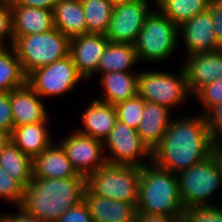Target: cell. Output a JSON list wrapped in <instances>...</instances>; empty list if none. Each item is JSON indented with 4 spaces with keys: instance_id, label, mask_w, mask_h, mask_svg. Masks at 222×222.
Returning <instances> with one entry per match:
<instances>
[{
    "instance_id": "cell-1",
    "label": "cell",
    "mask_w": 222,
    "mask_h": 222,
    "mask_svg": "<svg viewBox=\"0 0 222 222\" xmlns=\"http://www.w3.org/2000/svg\"><path fill=\"white\" fill-rule=\"evenodd\" d=\"M213 145L202 113L175 116L161 142L151 151V162L177 174L212 155Z\"/></svg>"
},
{
    "instance_id": "cell-2",
    "label": "cell",
    "mask_w": 222,
    "mask_h": 222,
    "mask_svg": "<svg viewBox=\"0 0 222 222\" xmlns=\"http://www.w3.org/2000/svg\"><path fill=\"white\" fill-rule=\"evenodd\" d=\"M86 178L62 179L33 177L23 190L19 206L43 222H56L66 210L83 201Z\"/></svg>"
},
{
    "instance_id": "cell-3",
    "label": "cell",
    "mask_w": 222,
    "mask_h": 222,
    "mask_svg": "<svg viewBox=\"0 0 222 222\" xmlns=\"http://www.w3.org/2000/svg\"><path fill=\"white\" fill-rule=\"evenodd\" d=\"M137 213L182 217L184 205L175 173L152 162L141 167Z\"/></svg>"
},
{
    "instance_id": "cell-4",
    "label": "cell",
    "mask_w": 222,
    "mask_h": 222,
    "mask_svg": "<svg viewBox=\"0 0 222 222\" xmlns=\"http://www.w3.org/2000/svg\"><path fill=\"white\" fill-rule=\"evenodd\" d=\"M13 37L12 46L26 76L69 55L70 39L55 27L40 34Z\"/></svg>"
},
{
    "instance_id": "cell-5",
    "label": "cell",
    "mask_w": 222,
    "mask_h": 222,
    "mask_svg": "<svg viewBox=\"0 0 222 222\" xmlns=\"http://www.w3.org/2000/svg\"><path fill=\"white\" fill-rule=\"evenodd\" d=\"M178 37V26L158 9H152L134 45L139 62L157 64L167 61L176 52Z\"/></svg>"
},
{
    "instance_id": "cell-6",
    "label": "cell",
    "mask_w": 222,
    "mask_h": 222,
    "mask_svg": "<svg viewBox=\"0 0 222 222\" xmlns=\"http://www.w3.org/2000/svg\"><path fill=\"white\" fill-rule=\"evenodd\" d=\"M141 167L106 163L86 178V188L93 194L137 204Z\"/></svg>"
},
{
    "instance_id": "cell-7",
    "label": "cell",
    "mask_w": 222,
    "mask_h": 222,
    "mask_svg": "<svg viewBox=\"0 0 222 222\" xmlns=\"http://www.w3.org/2000/svg\"><path fill=\"white\" fill-rule=\"evenodd\" d=\"M176 175L180 197L185 208L213 205V203L216 205L215 202L218 199L214 201L213 195L222 187V174L213 154Z\"/></svg>"
},
{
    "instance_id": "cell-8",
    "label": "cell",
    "mask_w": 222,
    "mask_h": 222,
    "mask_svg": "<svg viewBox=\"0 0 222 222\" xmlns=\"http://www.w3.org/2000/svg\"><path fill=\"white\" fill-rule=\"evenodd\" d=\"M178 74L164 71H143L138 73V95L146 102L158 103L171 111L186 102L187 89L186 73L181 65Z\"/></svg>"
},
{
    "instance_id": "cell-9",
    "label": "cell",
    "mask_w": 222,
    "mask_h": 222,
    "mask_svg": "<svg viewBox=\"0 0 222 222\" xmlns=\"http://www.w3.org/2000/svg\"><path fill=\"white\" fill-rule=\"evenodd\" d=\"M84 79L78 72L71 55L49 65L39 67L27 76V83L43 99L61 96L75 89Z\"/></svg>"
},
{
    "instance_id": "cell-10",
    "label": "cell",
    "mask_w": 222,
    "mask_h": 222,
    "mask_svg": "<svg viewBox=\"0 0 222 222\" xmlns=\"http://www.w3.org/2000/svg\"><path fill=\"white\" fill-rule=\"evenodd\" d=\"M106 161L114 165L142 167L151 163V151L142 142L136 129L117 120L108 137L103 141ZM148 159V163L142 159Z\"/></svg>"
},
{
    "instance_id": "cell-11",
    "label": "cell",
    "mask_w": 222,
    "mask_h": 222,
    "mask_svg": "<svg viewBox=\"0 0 222 222\" xmlns=\"http://www.w3.org/2000/svg\"><path fill=\"white\" fill-rule=\"evenodd\" d=\"M150 6L148 0L114 5L105 37L110 42L135 45L145 19L152 11Z\"/></svg>"
},
{
    "instance_id": "cell-12",
    "label": "cell",
    "mask_w": 222,
    "mask_h": 222,
    "mask_svg": "<svg viewBox=\"0 0 222 222\" xmlns=\"http://www.w3.org/2000/svg\"><path fill=\"white\" fill-rule=\"evenodd\" d=\"M67 158L78 174L87 178L107 163L101 140L82 134L76 129L60 142Z\"/></svg>"
},
{
    "instance_id": "cell-13",
    "label": "cell",
    "mask_w": 222,
    "mask_h": 222,
    "mask_svg": "<svg viewBox=\"0 0 222 222\" xmlns=\"http://www.w3.org/2000/svg\"><path fill=\"white\" fill-rule=\"evenodd\" d=\"M178 34L179 40L181 38L184 42L186 56L221 50L217 44L210 8L181 24Z\"/></svg>"
},
{
    "instance_id": "cell-14",
    "label": "cell",
    "mask_w": 222,
    "mask_h": 222,
    "mask_svg": "<svg viewBox=\"0 0 222 222\" xmlns=\"http://www.w3.org/2000/svg\"><path fill=\"white\" fill-rule=\"evenodd\" d=\"M183 68L187 89L193 96L203 86L222 78V49L186 56Z\"/></svg>"
},
{
    "instance_id": "cell-15",
    "label": "cell",
    "mask_w": 222,
    "mask_h": 222,
    "mask_svg": "<svg viewBox=\"0 0 222 222\" xmlns=\"http://www.w3.org/2000/svg\"><path fill=\"white\" fill-rule=\"evenodd\" d=\"M108 43L102 34H83L70 39L69 54L84 80L97 74L99 60Z\"/></svg>"
},
{
    "instance_id": "cell-16",
    "label": "cell",
    "mask_w": 222,
    "mask_h": 222,
    "mask_svg": "<svg viewBox=\"0 0 222 222\" xmlns=\"http://www.w3.org/2000/svg\"><path fill=\"white\" fill-rule=\"evenodd\" d=\"M14 127L37 122H50L42 98L26 82L10 92Z\"/></svg>"
},
{
    "instance_id": "cell-17",
    "label": "cell",
    "mask_w": 222,
    "mask_h": 222,
    "mask_svg": "<svg viewBox=\"0 0 222 222\" xmlns=\"http://www.w3.org/2000/svg\"><path fill=\"white\" fill-rule=\"evenodd\" d=\"M86 203L92 222H135L136 204L100 197L85 189Z\"/></svg>"
},
{
    "instance_id": "cell-18",
    "label": "cell",
    "mask_w": 222,
    "mask_h": 222,
    "mask_svg": "<svg viewBox=\"0 0 222 222\" xmlns=\"http://www.w3.org/2000/svg\"><path fill=\"white\" fill-rule=\"evenodd\" d=\"M81 114L84 128L76 130L102 142L108 137L117 121L115 106L97 98H93Z\"/></svg>"
},
{
    "instance_id": "cell-19",
    "label": "cell",
    "mask_w": 222,
    "mask_h": 222,
    "mask_svg": "<svg viewBox=\"0 0 222 222\" xmlns=\"http://www.w3.org/2000/svg\"><path fill=\"white\" fill-rule=\"evenodd\" d=\"M33 177L62 179L82 176L77 173L65 150L59 143H52L32 159Z\"/></svg>"
},
{
    "instance_id": "cell-20",
    "label": "cell",
    "mask_w": 222,
    "mask_h": 222,
    "mask_svg": "<svg viewBox=\"0 0 222 222\" xmlns=\"http://www.w3.org/2000/svg\"><path fill=\"white\" fill-rule=\"evenodd\" d=\"M171 110L158 103L146 102L136 131L142 142L152 151L162 140L172 121Z\"/></svg>"
},
{
    "instance_id": "cell-21",
    "label": "cell",
    "mask_w": 222,
    "mask_h": 222,
    "mask_svg": "<svg viewBox=\"0 0 222 222\" xmlns=\"http://www.w3.org/2000/svg\"><path fill=\"white\" fill-rule=\"evenodd\" d=\"M13 36L40 34L54 28L53 11L38 7L10 6Z\"/></svg>"
},
{
    "instance_id": "cell-22",
    "label": "cell",
    "mask_w": 222,
    "mask_h": 222,
    "mask_svg": "<svg viewBox=\"0 0 222 222\" xmlns=\"http://www.w3.org/2000/svg\"><path fill=\"white\" fill-rule=\"evenodd\" d=\"M48 124L37 122L14 127L10 134L11 142L33 159L53 143Z\"/></svg>"
},
{
    "instance_id": "cell-23",
    "label": "cell",
    "mask_w": 222,
    "mask_h": 222,
    "mask_svg": "<svg viewBox=\"0 0 222 222\" xmlns=\"http://www.w3.org/2000/svg\"><path fill=\"white\" fill-rule=\"evenodd\" d=\"M103 96L98 100L117 105L138 94V72H108L101 74Z\"/></svg>"
},
{
    "instance_id": "cell-24",
    "label": "cell",
    "mask_w": 222,
    "mask_h": 222,
    "mask_svg": "<svg viewBox=\"0 0 222 222\" xmlns=\"http://www.w3.org/2000/svg\"><path fill=\"white\" fill-rule=\"evenodd\" d=\"M53 23L69 39L87 34L81 0H59L53 9Z\"/></svg>"
},
{
    "instance_id": "cell-25",
    "label": "cell",
    "mask_w": 222,
    "mask_h": 222,
    "mask_svg": "<svg viewBox=\"0 0 222 222\" xmlns=\"http://www.w3.org/2000/svg\"><path fill=\"white\" fill-rule=\"evenodd\" d=\"M139 62L134 45L110 42L107 44L97 66V74L108 72H132Z\"/></svg>"
},
{
    "instance_id": "cell-26",
    "label": "cell",
    "mask_w": 222,
    "mask_h": 222,
    "mask_svg": "<svg viewBox=\"0 0 222 222\" xmlns=\"http://www.w3.org/2000/svg\"><path fill=\"white\" fill-rule=\"evenodd\" d=\"M0 167L25 188L33 178L32 158L11 141L0 151Z\"/></svg>"
},
{
    "instance_id": "cell-27",
    "label": "cell",
    "mask_w": 222,
    "mask_h": 222,
    "mask_svg": "<svg viewBox=\"0 0 222 222\" xmlns=\"http://www.w3.org/2000/svg\"><path fill=\"white\" fill-rule=\"evenodd\" d=\"M211 0H155V7L178 27L209 8Z\"/></svg>"
},
{
    "instance_id": "cell-28",
    "label": "cell",
    "mask_w": 222,
    "mask_h": 222,
    "mask_svg": "<svg viewBox=\"0 0 222 222\" xmlns=\"http://www.w3.org/2000/svg\"><path fill=\"white\" fill-rule=\"evenodd\" d=\"M26 82L27 76L22 70L14 47L0 48V92L9 93Z\"/></svg>"
},
{
    "instance_id": "cell-29",
    "label": "cell",
    "mask_w": 222,
    "mask_h": 222,
    "mask_svg": "<svg viewBox=\"0 0 222 222\" xmlns=\"http://www.w3.org/2000/svg\"><path fill=\"white\" fill-rule=\"evenodd\" d=\"M87 34H102L108 30L114 5L109 0H81Z\"/></svg>"
},
{
    "instance_id": "cell-30",
    "label": "cell",
    "mask_w": 222,
    "mask_h": 222,
    "mask_svg": "<svg viewBox=\"0 0 222 222\" xmlns=\"http://www.w3.org/2000/svg\"><path fill=\"white\" fill-rule=\"evenodd\" d=\"M117 120L137 129L145 109V100L138 94L115 105Z\"/></svg>"
},
{
    "instance_id": "cell-31",
    "label": "cell",
    "mask_w": 222,
    "mask_h": 222,
    "mask_svg": "<svg viewBox=\"0 0 222 222\" xmlns=\"http://www.w3.org/2000/svg\"><path fill=\"white\" fill-rule=\"evenodd\" d=\"M181 221L222 222V203L218 200L216 205L189 206L184 209Z\"/></svg>"
},
{
    "instance_id": "cell-32",
    "label": "cell",
    "mask_w": 222,
    "mask_h": 222,
    "mask_svg": "<svg viewBox=\"0 0 222 222\" xmlns=\"http://www.w3.org/2000/svg\"><path fill=\"white\" fill-rule=\"evenodd\" d=\"M192 97L202 103V114L205 115L213 106L222 103V78L203 86Z\"/></svg>"
},
{
    "instance_id": "cell-33",
    "label": "cell",
    "mask_w": 222,
    "mask_h": 222,
    "mask_svg": "<svg viewBox=\"0 0 222 222\" xmlns=\"http://www.w3.org/2000/svg\"><path fill=\"white\" fill-rule=\"evenodd\" d=\"M24 188L0 167V197L18 208L23 199Z\"/></svg>"
},
{
    "instance_id": "cell-34",
    "label": "cell",
    "mask_w": 222,
    "mask_h": 222,
    "mask_svg": "<svg viewBox=\"0 0 222 222\" xmlns=\"http://www.w3.org/2000/svg\"><path fill=\"white\" fill-rule=\"evenodd\" d=\"M6 41L9 42V45H6ZM13 42L14 37L12 30V11L10 2L9 0H0V46L10 47L13 45Z\"/></svg>"
},
{
    "instance_id": "cell-35",
    "label": "cell",
    "mask_w": 222,
    "mask_h": 222,
    "mask_svg": "<svg viewBox=\"0 0 222 222\" xmlns=\"http://www.w3.org/2000/svg\"><path fill=\"white\" fill-rule=\"evenodd\" d=\"M204 116L213 141L222 139V103L213 106Z\"/></svg>"
},
{
    "instance_id": "cell-36",
    "label": "cell",
    "mask_w": 222,
    "mask_h": 222,
    "mask_svg": "<svg viewBox=\"0 0 222 222\" xmlns=\"http://www.w3.org/2000/svg\"><path fill=\"white\" fill-rule=\"evenodd\" d=\"M56 222H92V219L88 207L83 200L66 210Z\"/></svg>"
},
{
    "instance_id": "cell-37",
    "label": "cell",
    "mask_w": 222,
    "mask_h": 222,
    "mask_svg": "<svg viewBox=\"0 0 222 222\" xmlns=\"http://www.w3.org/2000/svg\"><path fill=\"white\" fill-rule=\"evenodd\" d=\"M14 122L10 104V92H0V130L12 133Z\"/></svg>"
},
{
    "instance_id": "cell-38",
    "label": "cell",
    "mask_w": 222,
    "mask_h": 222,
    "mask_svg": "<svg viewBox=\"0 0 222 222\" xmlns=\"http://www.w3.org/2000/svg\"><path fill=\"white\" fill-rule=\"evenodd\" d=\"M209 8L213 16L217 44L222 49V0H211Z\"/></svg>"
},
{
    "instance_id": "cell-39",
    "label": "cell",
    "mask_w": 222,
    "mask_h": 222,
    "mask_svg": "<svg viewBox=\"0 0 222 222\" xmlns=\"http://www.w3.org/2000/svg\"><path fill=\"white\" fill-rule=\"evenodd\" d=\"M59 0H9L10 6L38 7L53 11Z\"/></svg>"
},
{
    "instance_id": "cell-40",
    "label": "cell",
    "mask_w": 222,
    "mask_h": 222,
    "mask_svg": "<svg viewBox=\"0 0 222 222\" xmlns=\"http://www.w3.org/2000/svg\"><path fill=\"white\" fill-rule=\"evenodd\" d=\"M18 213H6L0 214V222H43L42 220L34 217L33 215L24 212L21 208L18 207Z\"/></svg>"
},
{
    "instance_id": "cell-41",
    "label": "cell",
    "mask_w": 222,
    "mask_h": 222,
    "mask_svg": "<svg viewBox=\"0 0 222 222\" xmlns=\"http://www.w3.org/2000/svg\"><path fill=\"white\" fill-rule=\"evenodd\" d=\"M181 217H169L163 215H151L146 213H137L135 222H179Z\"/></svg>"
},
{
    "instance_id": "cell-42",
    "label": "cell",
    "mask_w": 222,
    "mask_h": 222,
    "mask_svg": "<svg viewBox=\"0 0 222 222\" xmlns=\"http://www.w3.org/2000/svg\"><path fill=\"white\" fill-rule=\"evenodd\" d=\"M212 154L214 155L215 159L217 160L220 170H221V174H222V139H218V140L214 141Z\"/></svg>"
},
{
    "instance_id": "cell-43",
    "label": "cell",
    "mask_w": 222,
    "mask_h": 222,
    "mask_svg": "<svg viewBox=\"0 0 222 222\" xmlns=\"http://www.w3.org/2000/svg\"><path fill=\"white\" fill-rule=\"evenodd\" d=\"M11 141L10 133L0 130V151Z\"/></svg>"
},
{
    "instance_id": "cell-44",
    "label": "cell",
    "mask_w": 222,
    "mask_h": 222,
    "mask_svg": "<svg viewBox=\"0 0 222 222\" xmlns=\"http://www.w3.org/2000/svg\"><path fill=\"white\" fill-rule=\"evenodd\" d=\"M113 5H117L120 3H127V2H133V1H137V0H109ZM154 5H155V0H153Z\"/></svg>"
}]
</instances>
